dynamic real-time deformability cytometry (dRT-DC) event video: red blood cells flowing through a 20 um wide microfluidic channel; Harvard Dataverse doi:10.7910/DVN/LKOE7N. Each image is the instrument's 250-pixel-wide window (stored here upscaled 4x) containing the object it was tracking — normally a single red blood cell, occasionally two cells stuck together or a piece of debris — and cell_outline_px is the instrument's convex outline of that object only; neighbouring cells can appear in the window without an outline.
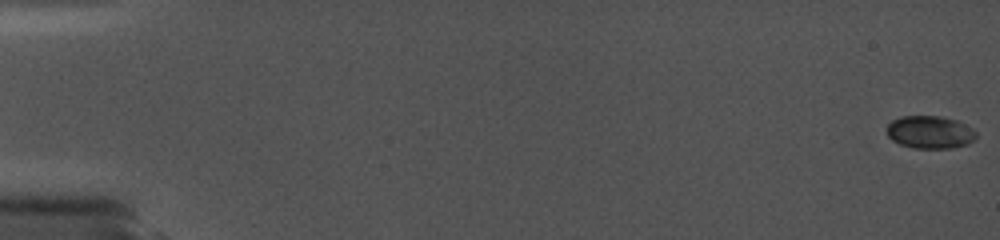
{"species": "common noctule bat (a hibernating species)", "species_latin": "Nyctalus noctula", "temperature_condition": "cold", "stored_images_in_passage": 47, "camera_frame_rate_fps": 5000, "um_per_image_px": 0.085, "animal": {"sex": "female", "body_mass_g": 19.0, "forearm_length_mm": 56.7}, "frame": {"image": 1, "passage_image": 1, "time_ms": 0.0, "image_size_px": [1000, 240], "cell_outline_px": [[976, 136], [968, 144], [952, 148], [912, 148], [900, 144], [892, 140], [888, 136], [888, 124], [892, 120], [900, 116], [940, 116], [956, 120], [972, 128], [976, 132]], "centroid_in_image_um": [79.04, 11.23], "position_along_channel_um": 6.0, "area_um2": 16.99}}
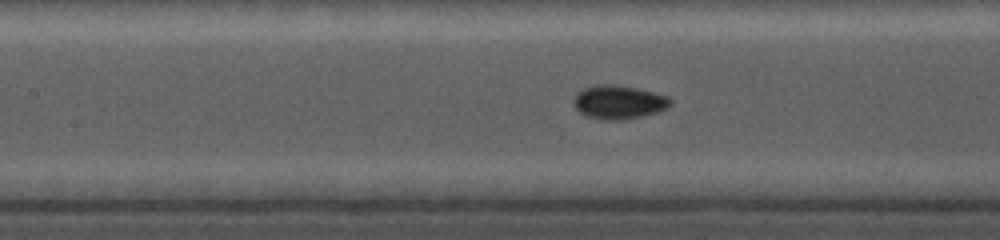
{"frame": {"image": 2, "passage_image": 23, "time_ms": 8.6, "image_size_px": [1000, 240], "cell_outline_px": [[672, 104], [668, 108], [660, 112], [620, 120], [600, 120], [588, 116], [580, 112], [572, 104], [572, 100], [576, 92], [584, 88], [596, 84], [616, 84], [636, 88], [668, 96], [672, 100]], "centroid_in_image_um": [52.58, 8.67], "position_along_channel_um": 154.8, "area_um2": 19.25}}
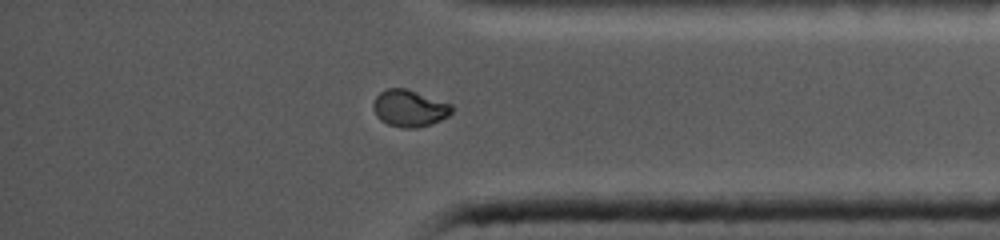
{"frame": {"image": 3, "passage_image": 41, "time_ms": 15.0, "image_size_px": [1000, 240], "cell_outline_px": [[452, 112], [448, 116], [432, 124], [416, 128], [404, 128], [388, 124], [380, 120], [376, 116], [372, 108], [372, 104], [376, 96], [380, 92], [388, 88], [404, 88], [452, 104]], "centroid_in_image_um": [34.78, 9.21], "position_along_channel_um": 400.4, "area_um2": 16.82}}